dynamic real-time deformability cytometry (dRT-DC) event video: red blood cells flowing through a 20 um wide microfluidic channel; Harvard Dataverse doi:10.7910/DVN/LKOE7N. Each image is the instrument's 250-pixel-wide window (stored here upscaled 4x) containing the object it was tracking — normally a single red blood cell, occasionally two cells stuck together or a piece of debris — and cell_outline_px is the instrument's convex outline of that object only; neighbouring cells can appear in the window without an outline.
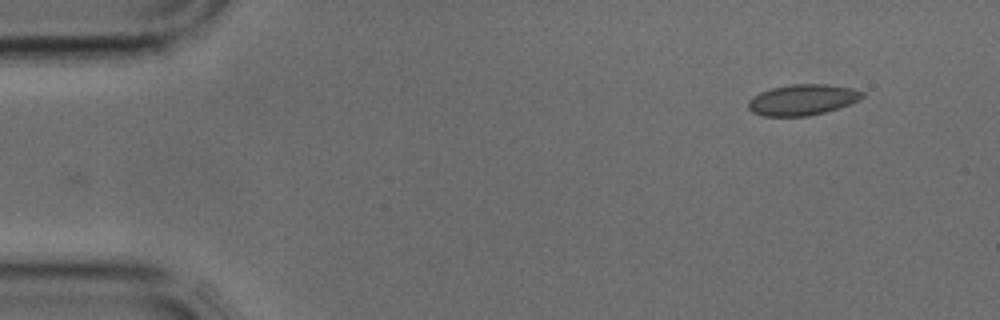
{"species": "common noctule bat (a hibernating species)", "species_latin": "Nyctalus noctula", "temperature_condition": "cold", "stored_images_in_passage": 3, "camera_frame_rate_fps": 3000, "um_per_image_px": 0.085, "animal": {"sex": "male", "body_mass_g": 17.9, "forearm_length_mm": 54.2}, "frame": {"image": 1, "passage_image": 3, "time_ms": 0.667, "image_size_px": [1000, 320], "cell_outline_px": [[864, 96], [860, 100], [824, 112], [808, 116], [764, 116], [752, 112], [748, 108], [748, 100], [760, 92], [772, 88], [792, 84], [828, 84], [852, 88], [864, 92]], "centroid_in_image_um": [68.2, 8.48], "position_along_channel_um": 16.8, "area_um2": 20.4}}